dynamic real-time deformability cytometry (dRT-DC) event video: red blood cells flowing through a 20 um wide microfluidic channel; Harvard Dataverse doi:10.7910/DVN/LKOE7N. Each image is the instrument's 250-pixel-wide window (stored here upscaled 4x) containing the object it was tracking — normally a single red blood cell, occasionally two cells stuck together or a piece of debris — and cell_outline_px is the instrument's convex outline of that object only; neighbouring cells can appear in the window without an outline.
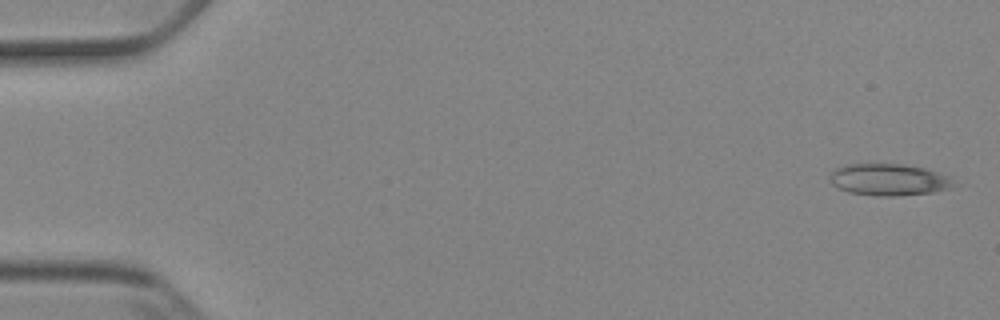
{"species": "Egyptian fruit bat (a non-hibernating species)", "species_latin": "Rousettus aegyptiacus", "temperature_condition": "cold", "stored_images_in_passage": 4, "camera_frame_rate_fps": 3000, "um_per_image_px": 0.085, "animal": {"sex": "female"}, "frame": {"image": 1, "passage_image": 1, "time_ms": 0.0, "image_size_px": [1000, 320], "cell_outline_px": [[952, 184], [948, 188], [932, 192], [900, 196], [876, 196], [848, 192], [836, 188], [828, 180], [832, 172], [836, 168], [844, 164], [904, 164], [924, 168], [948, 176]], "centroid_in_image_um": [75.45, 15.27], "position_along_channel_um": 9.6, "area_um2": 22.83}}
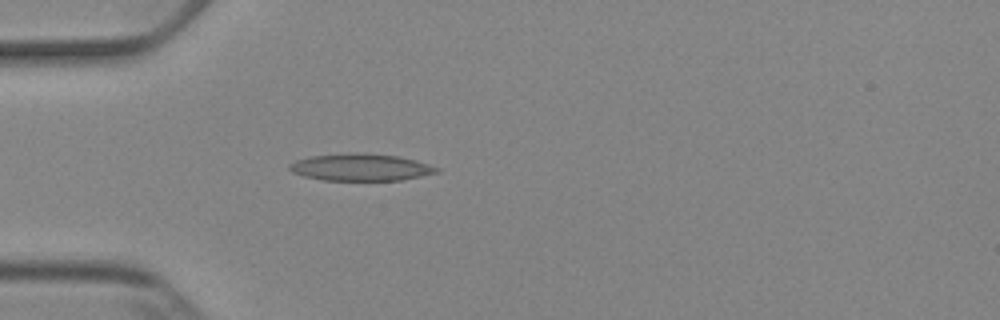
{"frame": {"image": 2, "passage_image": 4, "time_ms": 4.667, "image_size_px": [1000, 320], "cell_outline_px": [[440, 172], [400, 180], [324, 180], [304, 176], [292, 172], [288, 168], [288, 164], [296, 160], [312, 156], [348, 152], [356, 152], [400, 156], [416, 160], [440, 168]], "centroid_in_image_um": [30.66, 14.21], "position_along_channel_um": 54.3, "area_um2": 23.29}}